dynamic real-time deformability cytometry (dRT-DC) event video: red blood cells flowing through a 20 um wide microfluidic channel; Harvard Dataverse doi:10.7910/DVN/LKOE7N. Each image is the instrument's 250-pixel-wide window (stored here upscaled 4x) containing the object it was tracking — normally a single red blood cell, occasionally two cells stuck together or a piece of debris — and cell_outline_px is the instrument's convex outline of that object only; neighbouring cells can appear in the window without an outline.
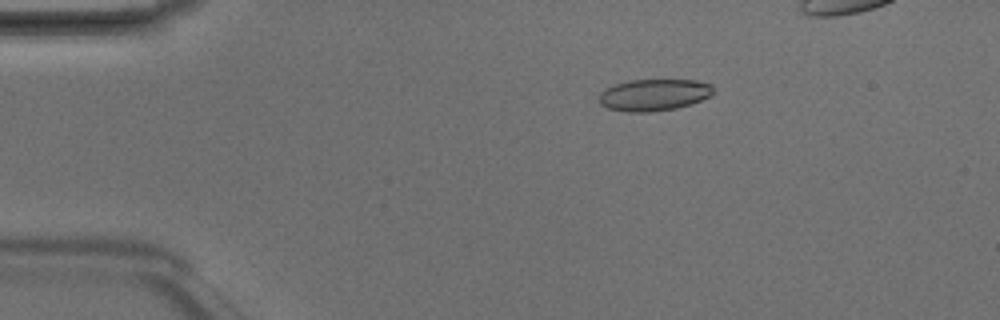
{"species": "Egyptian fruit bat (a non-hibernating species)", "species_latin": "Rousettus aegyptiacus", "temperature_condition": "room temperature", "stored_images_in_passage": 6, "camera_frame_rate_fps": 3000, "um_per_image_px": 0.085, "animal": {"sex": "male"}, "frame": {"image": 1, "passage_image": 3, "time_ms": 0.667, "image_size_px": [1000, 320], "cell_outline_px": [[712, 92], [708, 96], [700, 100], [676, 108], [648, 112], [624, 112], [608, 108], [600, 104], [600, 92], [604, 88], [628, 80], [696, 80], [712, 84]], "centroid_in_image_um": [55.53, 8.06], "position_along_channel_um": 29.5, "area_um2": 20.98}}